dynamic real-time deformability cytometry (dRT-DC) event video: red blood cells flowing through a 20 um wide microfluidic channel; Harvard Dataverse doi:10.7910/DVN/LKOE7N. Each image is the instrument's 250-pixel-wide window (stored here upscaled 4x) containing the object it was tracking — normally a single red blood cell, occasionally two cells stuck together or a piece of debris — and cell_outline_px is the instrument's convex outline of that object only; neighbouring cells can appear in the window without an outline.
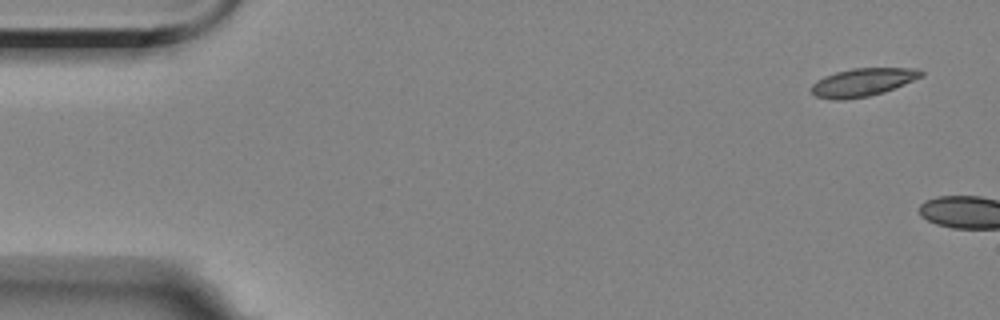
{"species": "Egyptian fruit bat (a non-hibernating species)", "species_latin": "Rousettus aegyptiacus", "temperature_condition": "room temperature", "stored_images_in_passage": 2, "camera_frame_rate_fps": 3000, "um_per_image_px": 0.085, "animal": {"sex": "female"}, "frame": {"image": 1, "passage_image": 1, "time_ms": 0.0, "image_size_px": [1000, 320], "cell_outline_px": [[924, 76], [884, 92], [868, 96], [844, 100], [832, 100], [816, 96], [812, 92], [812, 84], [816, 80], [824, 76], [836, 72], [852, 68], [920, 68], [924, 72]], "centroid_in_image_um": [73.35, 6.99], "position_along_channel_um": 11.7, "area_um2": 18.03}}